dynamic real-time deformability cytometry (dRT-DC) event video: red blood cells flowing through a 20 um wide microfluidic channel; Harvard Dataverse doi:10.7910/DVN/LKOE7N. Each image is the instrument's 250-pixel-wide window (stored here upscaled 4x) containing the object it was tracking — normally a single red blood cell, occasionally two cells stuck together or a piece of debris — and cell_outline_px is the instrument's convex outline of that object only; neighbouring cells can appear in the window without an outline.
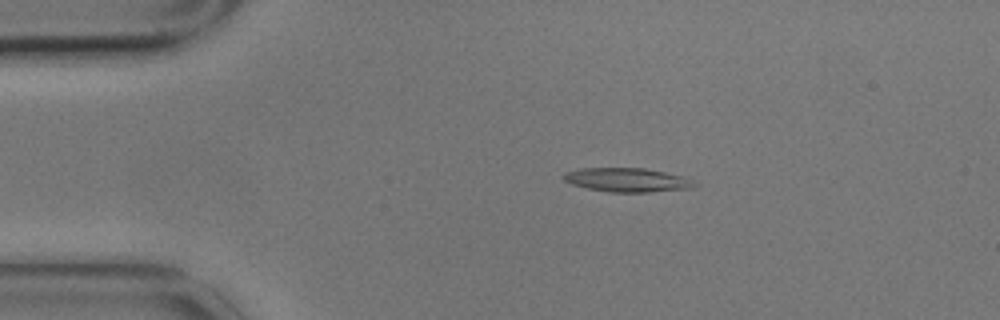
{"species": "common noctule bat (a hibernating species)", "species_latin": "Nyctalus noctula", "temperature_condition": "cold", "stored_images_in_passage": 6, "camera_frame_rate_fps": 3000, "um_per_image_px": 0.085, "animal": {"sex": "male", "body_mass_g": 17.9}, "frame": {"image": 1, "passage_image": 3, "time_ms": 0.667, "image_size_px": [1000, 320], "cell_outline_px": [[696, 188], [648, 192], [608, 192], [588, 188], [572, 184], [564, 180], [560, 176], [564, 172], [580, 168], [644, 168], [684, 176], [692, 180], [696, 184]], "centroid_in_image_um": [53.3, 15.29], "position_along_channel_um": 31.7, "area_um2": 18.38}}
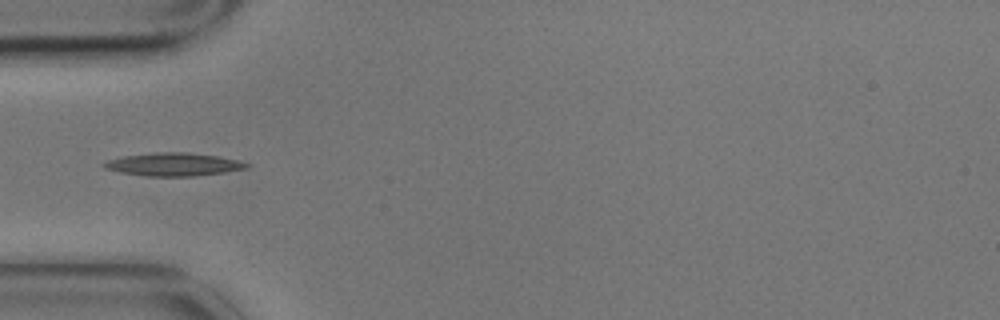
{"frame": {"image": 2, "passage_image": 5, "time_ms": 1.333, "image_size_px": [1000, 320], "cell_outline_px": [[252, 164], [248, 168], [224, 172], [196, 176], [148, 176], [120, 172], [104, 168], [100, 164], [108, 160], [120, 156], [156, 152], [184, 152], [220, 156]], "centroid_in_image_um": [14.74, 13.97], "position_along_channel_um": 70.3, "area_um2": 19.25}}